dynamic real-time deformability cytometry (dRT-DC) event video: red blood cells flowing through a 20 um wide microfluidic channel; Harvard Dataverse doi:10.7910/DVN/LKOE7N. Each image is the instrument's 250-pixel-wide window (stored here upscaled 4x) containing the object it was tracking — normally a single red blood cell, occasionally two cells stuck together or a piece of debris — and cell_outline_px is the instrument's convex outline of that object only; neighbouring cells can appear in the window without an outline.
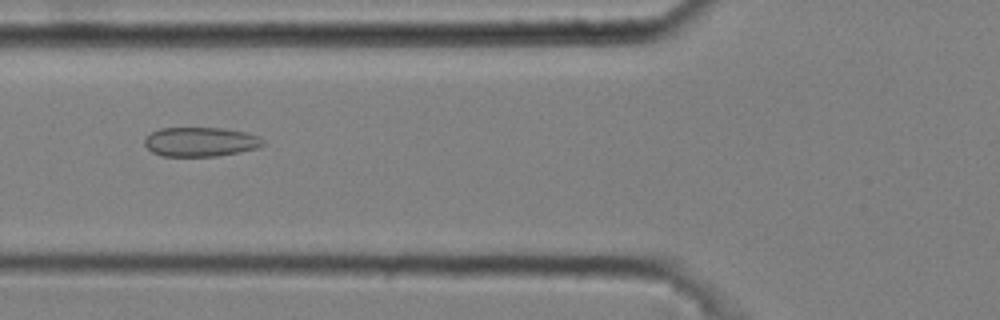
{"species": "common noctule bat (a hibernating species)", "species_latin": "Nyctalus noctula", "temperature_condition": "cold", "stored_images_in_passage": 8, "camera_frame_rate_fps": 3000, "um_per_image_px": 0.085, "animal": {"sex": "male", "body_mass_g": 20.4}, "frame": {"image": 1, "passage_image": 6, "time_ms": 1.667, "image_size_px": [1000, 320], "cell_outline_px": [[264, 144], [260, 148], [240, 152], [216, 156], [164, 156], [152, 152], [144, 144], [144, 140], [152, 132], [160, 128], [224, 128], [244, 132], [256, 136], [264, 140]], "centroid_in_image_um": [17.06, 12.06], "position_along_channel_um": 108.7, "area_um2": 20.17}}
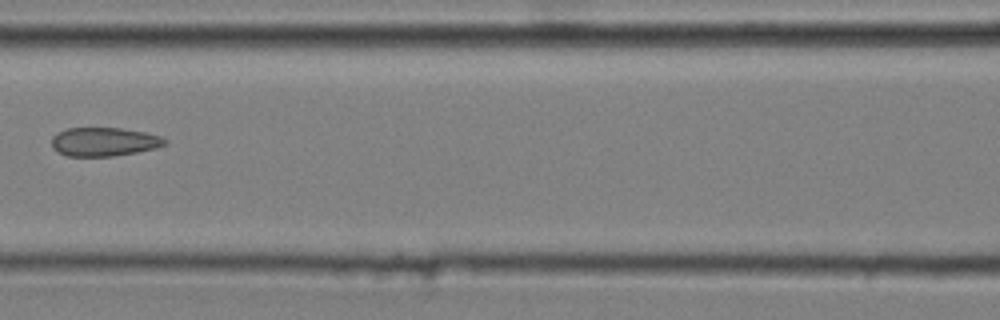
{"frame": {"image": 2, "passage_image": 7, "time_ms": 2.0, "image_size_px": [1000, 320], "cell_outline_px": [[168, 144], [156, 148], [136, 152], [112, 156], [68, 156], [52, 148], [52, 136], [56, 132], [68, 128], [120, 128], [144, 132], [160, 136], [168, 140]], "centroid_in_image_um": [8.85, 12.04], "position_along_channel_um": 157.7, "area_um2": 18.96}}
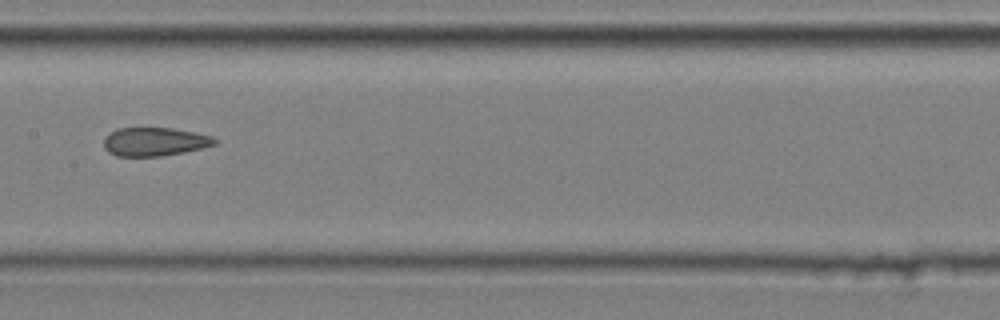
{"frame": {"image": 3, "passage_image": 8, "time_ms": 2.333, "image_size_px": [1000, 320], "cell_outline_px": [[216, 144], [204, 148], [184, 152], [160, 156], [116, 156], [108, 152], [104, 148], [104, 136], [120, 128], [172, 128], [212, 136], [216, 140]], "centroid_in_image_um": [13.13, 12.05], "position_along_channel_um": 194.3, "area_um2": 18.38}}